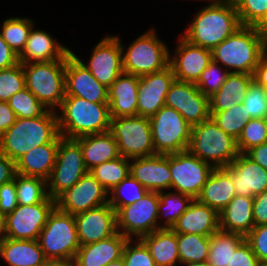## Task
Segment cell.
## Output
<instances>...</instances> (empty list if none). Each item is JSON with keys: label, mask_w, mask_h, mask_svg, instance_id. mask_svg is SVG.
I'll return each instance as SVG.
<instances>
[{"label": "cell", "mask_w": 267, "mask_h": 266, "mask_svg": "<svg viewBox=\"0 0 267 266\" xmlns=\"http://www.w3.org/2000/svg\"><path fill=\"white\" fill-rule=\"evenodd\" d=\"M241 26L233 0L202 7L181 35L191 44L213 50Z\"/></svg>", "instance_id": "obj_1"}, {"label": "cell", "mask_w": 267, "mask_h": 266, "mask_svg": "<svg viewBox=\"0 0 267 266\" xmlns=\"http://www.w3.org/2000/svg\"><path fill=\"white\" fill-rule=\"evenodd\" d=\"M57 114L59 134L64 138L110 131L111 117L108 103H93L78 96L65 95Z\"/></svg>", "instance_id": "obj_2"}, {"label": "cell", "mask_w": 267, "mask_h": 266, "mask_svg": "<svg viewBox=\"0 0 267 266\" xmlns=\"http://www.w3.org/2000/svg\"><path fill=\"white\" fill-rule=\"evenodd\" d=\"M267 40L255 26H240L212 50L213 61L229 72L254 75Z\"/></svg>", "instance_id": "obj_3"}, {"label": "cell", "mask_w": 267, "mask_h": 266, "mask_svg": "<svg viewBox=\"0 0 267 266\" xmlns=\"http://www.w3.org/2000/svg\"><path fill=\"white\" fill-rule=\"evenodd\" d=\"M59 135L56 111L35 118H16L0 136V151L16 162L39 145L51 143Z\"/></svg>", "instance_id": "obj_4"}, {"label": "cell", "mask_w": 267, "mask_h": 266, "mask_svg": "<svg viewBox=\"0 0 267 266\" xmlns=\"http://www.w3.org/2000/svg\"><path fill=\"white\" fill-rule=\"evenodd\" d=\"M188 151L214 168L226 167L240 154L237 140L209 118L192 126Z\"/></svg>", "instance_id": "obj_5"}, {"label": "cell", "mask_w": 267, "mask_h": 266, "mask_svg": "<svg viewBox=\"0 0 267 266\" xmlns=\"http://www.w3.org/2000/svg\"><path fill=\"white\" fill-rule=\"evenodd\" d=\"M26 88L49 110L58 111L65 97L66 56L52 62L22 63ZM57 108V109H56Z\"/></svg>", "instance_id": "obj_6"}, {"label": "cell", "mask_w": 267, "mask_h": 266, "mask_svg": "<svg viewBox=\"0 0 267 266\" xmlns=\"http://www.w3.org/2000/svg\"><path fill=\"white\" fill-rule=\"evenodd\" d=\"M120 43L124 73L141 77L169 66L171 53L166 43L159 39L154 28L137 37L127 49L121 40Z\"/></svg>", "instance_id": "obj_7"}, {"label": "cell", "mask_w": 267, "mask_h": 266, "mask_svg": "<svg viewBox=\"0 0 267 266\" xmlns=\"http://www.w3.org/2000/svg\"><path fill=\"white\" fill-rule=\"evenodd\" d=\"M37 241L46 259L73 261L80 247L74 215L55 207Z\"/></svg>", "instance_id": "obj_8"}, {"label": "cell", "mask_w": 267, "mask_h": 266, "mask_svg": "<svg viewBox=\"0 0 267 266\" xmlns=\"http://www.w3.org/2000/svg\"><path fill=\"white\" fill-rule=\"evenodd\" d=\"M156 154L186 151L192 126L174 108L163 106L149 117Z\"/></svg>", "instance_id": "obj_9"}, {"label": "cell", "mask_w": 267, "mask_h": 266, "mask_svg": "<svg viewBox=\"0 0 267 266\" xmlns=\"http://www.w3.org/2000/svg\"><path fill=\"white\" fill-rule=\"evenodd\" d=\"M87 172L80 144L75 139L64 138L59 134L56 162L47 180L49 197L56 200Z\"/></svg>", "instance_id": "obj_10"}, {"label": "cell", "mask_w": 267, "mask_h": 266, "mask_svg": "<svg viewBox=\"0 0 267 266\" xmlns=\"http://www.w3.org/2000/svg\"><path fill=\"white\" fill-rule=\"evenodd\" d=\"M110 132L122 157L133 159L156 154L148 117L111 118Z\"/></svg>", "instance_id": "obj_11"}, {"label": "cell", "mask_w": 267, "mask_h": 266, "mask_svg": "<svg viewBox=\"0 0 267 266\" xmlns=\"http://www.w3.org/2000/svg\"><path fill=\"white\" fill-rule=\"evenodd\" d=\"M171 189L196 199L214 167L190 151L169 154Z\"/></svg>", "instance_id": "obj_12"}, {"label": "cell", "mask_w": 267, "mask_h": 266, "mask_svg": "<svg viewBox=\"0 0 267 266\" xmlns=\"http://www.w3.org/2000/svg\"><path fill=\"white\" fill-rule=\"evenodd\" d=\"M158 204V192L148 191L140 201L121 207L116 212L117 232L138 239L158 230Z\"/></svg>", "instance_id": "obj_13"}, {"label": "cell", "mask_w": 267, "mask_h": 266, "mask_svg": "<svg viewBox=\"0 0 267 266\" xmlns=\"http://www.w3.org/2000/svg\"><path fill=\"white\" fill-rule=\"evenodd\" d=\"M55 207L56 200L49 196L41 203L17 205L5 216V237L14 240H37Z\"/></svg>", "instance_id": "obj_14"}, {"label": "cell", "mask_w": 267, "mask_h": 266, "mask_svg": "<svg viewBox=\"0 0 267 266\" xmlns=\"http://www.w3.org/2000/svg\"><path fill=\"white\" fill-rule=\"evenodd\" d=\"M71 53L107 88L124 72L122 47L118 36L108 35L101 39L92 48V54L87 64L73 51Z\"/></svg>", "instance_id": "obj_15"}, {"label": "cell", "mask_w": 267, "mask_h": 266, "mask_svg": "<svg viewBox=\"0 0 267 266\" xmlns=\"http://www.w3.org/2000/svg\"><path fill=\"white\" fill-rule=\"evenodd\" d=\"M165 106L178 111L191 126L210 118L209 97L195 83L175 80L166 95Z\"/></svg>", "instance_id": "obj_16"}, {"label": "cell", "mask_w": 267, "mask_h": 266, "mask_svg": "<svg viewBox=\"0 0 267 266\" xmlns=\"http://www.w3.org/2000/svg\"><path fill=\"white\" fill-rule=\"evenodd\" d=\"M108 192L88 171L74 186L56 199V207L77 215L108 203Z\"/></svg>", "instance_id": "obj_17"}, {"label": "cell", "mask_w": 267, "mask_h": 266, "mask_svg": "<svg viewBox=\"0 0 267 266\" xmlns=\"http://www.w3.org/2000/svg\"><path fill=\"white\" fill-rule=\"evenodd\" d=\"M65 94L93 103H108V88L71 53L66 55Z\"/></svg>", "instance_id": "obj_18"}, {"label": "cell", "mask_w": 267, "mask_h": 266, "mask_svg": "<svg viewBox=\"0 0 267 266\" xmlns=\"http://www.w3.org/2000/svg\"><path fill=\"white\" fill-rule=\"evenodd\" d=\"M169 65L177 81L196 83L203 70L212 62V50L193 45L181 34Z\"/></svg>", "instance_id": "obj_19"}, {"label": "cell", "mask_w": 267, "mask_h": 266, "mask_svg": "<svg viewBox=\"0 0 267 266\" xmlns=\"http://www.w3.org/2000/svg\"><path fill=\"white\" fill-rule=\"evenodd\" d=\"M175 80L170 65L161 71L139 77L137 116L149 118L162 108Z\"/></svg>", "instance_id": "obj_20"}, {"label": "cell", "mask_w": 267, "mask_h": 266, "mask_svg": "<svg viewBox=\"0 0 267 266\" xmlns=\"http://www.w3.org/2000/svg\"><path fill=\"white\" fill-rule=\"evenodd\" d=\"M80 246L95 243L117 233L116 211L107 203L74 216Z\"/></svg>", "instance_id": "obj_21"}, {"label": "cell", "mask_w": 267, "mask_h": 266, "mask_svg": "<svg viewBox=\"0 0 267 266\" xmlns=\"http://www.w3.org/2000/svg\"><path fill=\"white\" fill-rule=\"evenodd\" d=\"M130 160V175L147 191L160 192L171 189L169 154H155Z\"/></svg>", "instance_id": "obj_22"}, {"label": "cell", "mask_w": 267, "mask_h": 266, "mask_svg": "<svg viewBox=\"0 0 267 266\" xmlns=\"http://www.w3.org/2000/svg\"><path fill=\"white\" fill-rule=\"evenodd\" d=\"M228 166L236 195L255 197L267 190V170L245 153H240Z\"/></svg>", "instance_id": "obj_23"}, {"label": "cell", "mask_w": 267, "mask_h": 266, "mask_svg": "<svg viewBox=\"0 0 267 266\" xmlns=\"http://www.w3.org/2000/svg\"><path fill=\"white\" fill-rule=\"evenodd\" d=\"M139 76L122 73L108 88L110 117L137 116Z\"/></svg>", "instance_id": "obj_24"}, {"label": "cell", "mask_w": 267, "mask_h": 266, "mask_svg": "<svg viewBox=\"0 0 267 266\" xmlns=\"http://www.w3.org/2000/svg\"><path fill=\"white\" fill-rule=\"evenodd\" d=\"M128 238L117 232L110 238L82 245L73 260V266H107L122 257Z\"/></svg>", "instance_id": "obj_25"}, {"label": "cell", "mask_w": 267, "mask_h": 266, "mask_svg": "<svg viewBox=\"0 0 267 266\" xmlns=\"http://www.w3.org/2000/svg\"><path fill=\"white\" fill-rule=\"evenodd\" d=\"M32 27L24 49L18 55L21 63L52 62L63 59L71 50L51 34Z\"/></svg>", "instance_id": "obj_26"}, {"label": "cell", "mask_w": 267, "mask_h": 266, "mask_svg": "<svg viewBox=\"0 0 267 266\" xmlns=\"http://www.w3.org/2000/svg\"><path fill=\"white\" fill-rule=\"evenodd\" d=\"M219 229V213L215 209L199 203L196 199L172 227L176 233L199 234L209 237Z\"/></svg>", "instance_id": "obj_27"}, {"label": "cell", "mask_w": 267, "mask_h": 266, "mask_svg": "<svg viewBox=\"0 0 267 266\" xmlns=\"http://www.w3.org/2000/svg\"><path fill=\"white\" fill-rule=\"evenodd\" d=\"M236 196L230 167L214 168L196 200L220 213Z\"/></svg>", "instance_id": "obj_28"}, {"label": "cell", "mask_w": 267, "mask_h": 266, "mask_svg": "<svg viewBox=\"0 0 267 266\" xmlns=\"http://www.w3.org/2000/svg\"><path fill=\"white\" fill-rule=\"evenodd\" d=\"M59 135L51 142L33 148L15 162L16 173L48 180L56 162Z\"/></svg>", "instance_id": "obj_29"}, {"label": "cell", "mask_w": 267, "mask_h": 266, "mask_svg": "<svg viewBox=\"0 0 267 266\" xmlns=\"http://www.w3.org/2000/svg\"><path fill=\"white\" fill-rule=\"evenodd\" d=\"M253 197L236 195L219 213V228L225 232L247 236L255 226Z\"/></svg>", "instance_id": "obj_30"}, {"label": "cell", "mask_w": 267, "mask_h": 266, "mask_svg": "<svg viewBox=\"0 0 267 266\" xmlns=\"http://www.w3.org/2000/svg\"><path fill=\"white\" fill-rule=\"evenodd\" d=\"M75 140L80 144L88 171L99 164L120 157L117 142L110 131L81 136Z\"/></svg>", "instance_id": "obj_31"}, {"label": "cell", "mask_w": 267, "mask_h": 266, "mask_svg": "<svg viewBox=\"0 0 267 266\" xmlns=\"http://www.w3.org/2000/svg\"><path fill=\"white\" fill-rule=\"evenodd\" d=\"M254 75L230 72L220 89L209 97L210 111H225L242 103Z\"/></svg>", "instance_id": "obj_32"}, {"label": "cell", "mask_w": 267, "mask_h": 266, "mask_svg": "<svg viewBox=\"0 0 267 266\" xmlns=\"http://www.w3.org/2000/svg\"><path fill=\"white\" fill-rule=\"evenodd\" d=\"M0 257L9 266H41L46 260L37 240H14L7 237L0 242Z\"/></svg>", "instance_id": "obj_33"}, {"label": "cell", "mask_w": 267, "mask_h": 266, "mask_svg": "<svg viewBox=\"0 0 267 266\" xmlns=\"http://www.w3.org/2000/svg\"><path fill=\"white\" fill-rule=\"evenodd\" d=\"M148 247L157 266L180 264L177 233L172 229H158L140 238Z\"/></svg>", "instance_id": "obj_34"}, {"label": "cell", "mask_w": 267, "mask_h": 266, "mask_svg": "<svg viewBox=\"0 0 267 266\" xmlns=\"http://www.w3.org/2000/svg\"><path fill=\"white\" fill-rule=\"evenodd\" d=\"M244 240L243 235L219 229L210 236L207 262L210 266H228L234 251Z\"/></svg>", "instance_id": "obj_35"}, {"label": "cell", "mask_w": 267, "mask_h": 266, "mask_svg": "<svg viewBox=\"0 0 267 266\" xmlns=\"http://www.w3.org/2000/svg\"><path fill=\"white\" fill-rule=\"evenodd\" d=\"M170 191L171 192L168 193H166V191L158 192V229H172L178 218L187 210L194 200L191 196L180 192H173L172 190ZM159 218H166L163 225L159 221Z\"/></svg>", "instance_id": "obj_36"}, {"label": "cell", "mask_w": 267, "mask_h": 266, "mask_svg": "<svg viewBox=\"0 0 267 266\" xmlns=\"http://www.w3.org/2000/svg\"><path fill=\"white\" fill-rule=\"evenodd\" d=\"M209 246V236L177 233L180 265L182 263L207 262Z\"/></svg>", "instance_id": "obj_37"}, {"label": "cell", "mask_w": 267, "mask_h": 266, "mask_svg": "<svg viewBox=\"0 0 267 266\" xmlns=\"http://www.w3.org/2000/svg\"><path fill=\"white\" fill-rule=\"evenodd\" d=\"M130 159L117 157L95 166L89 172L109 193L116 185L130 175Z\"/></svg>", "instance_id": "obj_38"}, {"label": "cell", "mask_w": 267, "mask_h": 266, "mask_svg": "<svg viewBox=\"0 0 267 266\" xmlns=\"http://www.w3.org/2000/svg\"><path fill=\"white\" fill-rule=\"evenodd\" d=\"M210 118L219 128L236 140L251 119L243 103L233 105L225 111H210Z\"/></svg>", "instance_id": "obj_39"}, {"label": "cell", "mask_w": 267, "mask_h": 266, "mask_svg": "<svg viewBox=\"0 0 267 266\" xmlns=\"http://www.w3.org/2000/svg\"><path fill=\"white\" fill-rule=\"evenodd\" d=\"M18 205H33L43 202L49 195L47 181L39 177L15 174Z\"/></svg>", "instance_id": "obj_40"}, {"label": "cell", "mask_w": 267, "mask_h": 266, "mask_svg": "<svg viewBox=\"0 0 267 266\" xmlns=\"http://www.w3.org/2000/svg\"><path fill=\"white\" fill-rule=\"evenodd\" d=\"M33 26L34 22L31 18L11 17L4 20L0 34L8 45L19 55L25 47Z\"/></svg>", "instance_id": "obj_41"}, {"label": "cell", "mask_w": 267, "mask_h": 266, "mask_svg": "<svg viewBox=\"0 0 267 266\" xmlns=\"http://www.w3.org/2000/svg\"><path fill=\"white\" fill-rule=\"evenodd\" d=\"M148 191L132 176L128 175L109 193L108 204L117 212L121 207L138 202Z\"/></svg>", "instance_id": "obj_42"}, {"label": "cell", "mask_w": 267, "mask_h": 266, "mask_svg": "<svg viewBox=\"0 0 267 266\" xmlns=\"http://www.w3.org/2000/svg\"><path fill=\"white\" fill-rule=\"evenodd\" d=\"M7 102L17 118H35L49 110L27 88L12 95Z\"/></svg>", "instance_id": "obj_43"}, {"label": "cell", "mask_w": 267, "mask_h": 266, "mask_svg": "<svg viewBox=\"0 0 267 266\" xmlns=\"http://www.w3.org/2000/svg\"><path fill=\"white\" fill-rule=\"evenodd\" d=\"M267 142V119H250L237 139L239 153H246L255 146Z\"/></svg>", "instance_id": "obj_44"}, {"label": "cell", "mask_w": 267, "mask_h": 266, "mask_svg": "<svg viewBox=\"0 0 267 266\" xmlns=\"http://www.w3.org/2000/svg\"><path fill=\"white\" fill-rule=\"evenodd\" d=\"M26 88L25 74L21 62L0 70V101L7 102L12 95Z\"/></svg>", "instance_id": "obj_45"}, {"label": "cell", "mask_w": 267, "mask_h": 266, "mask_svg": "<svg viewBox=\"0 0 267 266\" xmlns=\"http://www.w3.org/2000/svg\"><path fill=\"white\" fill-rule=\"evenodd\" d=\"M229 73L227 69L212 60L195 85L204 95L210 97L220 89Z\"/></svg>", "instance_id": "obj_46"}, {"label": "cell", "mask_w": 267, "mask_h": 266, "mask_svg": "<svg viewBox=\"0 0 267 266\" xmlns=\"http://www.w3.org/2000/svg\"><path fill=\"white\" fill-rule=\"evenodd\" d=\"M241 26H256L267 13V0H233Z\"/></svg>", "instance_id": "obj_47"}, {"label": "cell", "mask_w": 267, "mask_h": 266, "mask_svg": "<svg viewBox=\"0 0 267 266\" xmlns=\"http://www.w3.org/2000/svg\"><path fill=\"white\" fill-rule=\"evenodd\" d=\"M243 105L250 118L267 119V96L265 88L256 80L250 83L249 89L243 100Z\"/></svg>", "instance_id": "obj_48"}, {"label": "cell", "mask_w": 267, "mask_h": 266, "mask_svg": "<svg viewBox=\"0 0 267 266\" xmlns=\"http://www.w3.org/2000/svg\"><path fill=\"white\" fill-rule=\"evenodd\" d=\"M122 258L125 266H157L151 257L148 247L140 238L137 241L134 239H128L126 241Z\"/></svg>", "instance_id": "obj_49"}, {"label": "cell", "mask_w": 267, "mask_h": 266, "mask_svg": "<svg viewBox=\"0 0 267 266\" xmlns=\"http://www.w3.org/2000/svg\"><path fill=\"white\" fill-rule=\"evenodd\" d=\"M262 266L267 265V225L254 226L245 237Z\"/></svg>", "instance_id": "obj_50"}, {"label": "cell", "mask_w": 267, "mask_h": 266, "mask_svg": "<svg viewBox=\"0 0 267 266\" xmlns=\"http://www.w3.org/2000/svg\"><path fill=\"white\" fill-rule=\"evenodd\" d=\"M228 266H262L250 244L244 240L234 251Z\"/></svg>", "instance_id": "obj_51"}, {"label": "cell", "mask_w": 267, "mask_h": 266, "mask_svg": "<svg viewBox=\"0 0 267 266\" xmlns=\"http://www.w3.org/2000/svg\"><path fill=\"white\" fill-rule=\"evenodd\" d=\"M18 205L17 192L14 180L0 186V212L5 216L11 213Z\"/></svg>", "instance_id": "obj_52"}, {"label": "cell", "mask_w": 267, "mask_h": 266, "mask_svg": "<svg viewBox=\"0 0 267 266\" xmlns=\"http://www.w3.org/2000/svg\"><path fill=\"white\" fill-rule=\"evenodd\" d=\"M253 200L255 226L267 225V190L253 197Z\"/></svg>", "instance_id": "obj_53"}, {"label": "cell", "mask_w": 267, "mask_h": 266, "mask_svg": "<svg viewBox=\"0 0 267 266\" xmlns=\"http://www.w3.org/2000/svg\"><path fill=\"white\" fill-rule=\"evenodd\" d=\"M19 63L18 54L8 45L0 34V70Z\"/></svg>", "instance_id": "obj_54"}, {"label": "cell", "mask_w": 267, "mask_h": 266, "mask_svg": "<svg viewBox=\"0 0 267 266\" xmlns=\"http://www.w3.org/2000/svg\"><path fill=\"white\" fill-rule=\"evenodd\" d=\"M15 174V162L0 151V186L14 180Z\"/></svg>", "instance_id": "obj_55"}, {"label": "cell", "mask_w": 267, "mask_h": 266, "mask_svg": "<svg viewBox=\"0 0 267 266\" xmlns=\"http://www.w3.org/2000/svg\"><path fill=\"white\" fill-rule=\"evenodd\" d=\"M16 118L8 102L0 101V136L15 123Z\"/></svg>", "instance_id": "obj_56"}, {"label": "cell", "mask_w": 267, "mask_h": 266, "mask_svg": "<svg viewBox=\"0 0 267 266\" xmlns=\"http://www.w3.org/2000/svg\"><path fill=\"white\" fill-rule=\"evenodd\" d=\"M245 154L267 170V142L251 148Z\"/></svg>", "instance_id": "obj_57"}, {"label": "cell", "mask_w": 267, "mask_h": 266, "mask_svg": "<svg viewBox=\"0 0 267 266\" xmlns=\"http://www.w3.org/2000/svg\"><path fill=\"white\" fill-rule=\"evenodd\" d=\"M254 80L258 83H267V50L260 57L254 73Z\"/></svg>", "instance_id": "obj_58"}, {"label": "cell", "mask_w": 267, "mask_h": 266, "mask_svg": "<svg viewBox=\"0 0 267 266\" xmlns=\"http://www.w3.org/2000/svg\"><path fill=\"white\" fill-rule=\"evenodd\" d=\"M41 266H73V261L65 259H46Z\"/></svg>", "instance_id": "obj_59"}, {"label": "cell", "mask_w": 267, "mask_h": 266, "mask_svg": "<svg viewBox=\"0 0 267 266\" xmlns=\"http://www.w3.org/2000/svg\"><path fill=\"white\" fill-rule=\"evenodd\" d=\"M255 28L262 34L267 40V13L264 18L255 26Z\"/></svg>", "instance_id": "obj_60"}, {"label": "cell", "mask_w": 267, "mask_h": 266, "mask_svg": "<svg viewBox=\"0 0 267 266\" xmlns=\"http://www.w3.org/2000/svg\"><path fill=\"white\" fill-rule=\"evenodd\" d=\"M5 238V215L0 212V242Z\"/></svg>", "instance_id": "obj_61"}, {"label": "cell", "mask_w": 267, "mask_h": 266, "mask_svg": "<svg viewBox=\"0 0 267 266\" xmlns=\"http://www.w3.org/2000/svg\"><path fill=\"white\" fill-rule=\"evenodd\" d=\"M107 266H125L123 258H119L118 260L112 261Z\"/></svg>", "instance_id": "obj_62"}, {"label": "cell", "mask_w": 267, "mask_h": 266, "mask_svg": "<svg viewBox=\"0 0 267 266\" xmlns=\"http://www.w3.org/2000/svg\"><path fill=\"white\" fill-rule=\"evenodd\" d=\"M182 266H210L208 262L182 263Z\"/></svg>", "instance_id": "obj_63"}, {"label": "cell", "mask_w": 267, "mask_h": 266, "mask_svg": "<svg viewBox=\"0 0 267 266\" xmlns=\"http://www.w3.org/2000/svg\"><path fill=\"white\" fill-rule=\"evenodd\" d=\"M199 1V0H198ZM201 1H211L208 5H214V4H218L220 2H223L224 0H201Z\"/></svg>", "instance_id": "obj_64"}, {"label": "cell", "mask_w": 267, "mask_h": 266, "mask_svg": "<svg viewBox=\"0 0 267 266\" xmlns=\"http://www.w3.org/2000/svg\"><path fill=\"white\" fill-rule=\"evenodd\" d=\"M259 84L265 88L266 96H267V83H259Z\"/></svg>", "instance_id": "obj_65"}]
</instances>
